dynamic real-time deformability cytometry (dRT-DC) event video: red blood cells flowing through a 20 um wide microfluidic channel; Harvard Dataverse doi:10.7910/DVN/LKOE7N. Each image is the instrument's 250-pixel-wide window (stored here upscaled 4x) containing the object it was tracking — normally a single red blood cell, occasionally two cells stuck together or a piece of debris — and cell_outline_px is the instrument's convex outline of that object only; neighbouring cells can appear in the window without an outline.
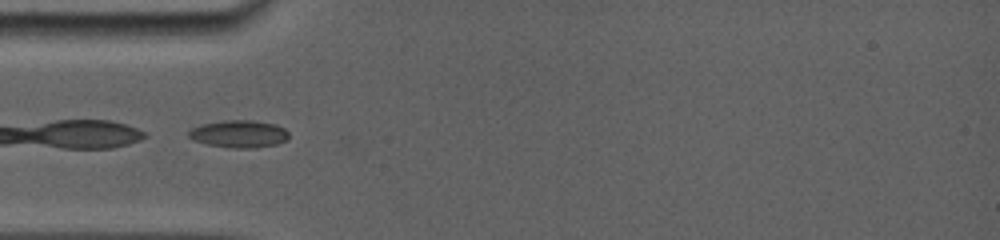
{"species": "common noctule bat (a hibernating species)", "species_latin": "Nyctalus noctula", "temperature_condition": "room temperature", "stored_images_in_passage": 25, "camera_frame_rate_fps": 5000, "um_per_image_px": 0.085, "animal": {"sex": "female", "body_mass_g": 19.0, "forearm_length_mm": 56.7}, "frame": {"image": 1, "passage_image": 1, "time_ms": 0.0, "image_size_px": [1000, 240], "cell_outline_px": [[288, 140], [276, 144], [252, 148], [232, 148], [208, 144], [192, 140], [188, 136], [188, 132], [192, 128], [200, 124], [224, 120], [252, 120], [276, 124], [284, 128], [288, 132]], "centroid_in_image_um": [20.31, 11.37], "position_along_channel_um": 64.7, "area_um2": 16.07}}
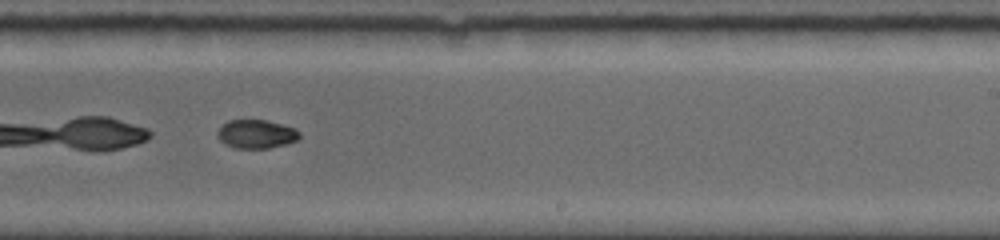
{"frame": {"image": 2, "passage_image": 15, "time_ms": 5.2, "image_size_px": [1000, 240], "cell_outline_px": [[300, 136], [296, 140], [284, 144], [268, 148], [232, 148], [224, 144], [216, 136], [216, 132], [228, 120], [268, 120], [296, 128], [300, 132]], "centroid_in_image_um": [21.76, 11.39], "position_along_channel_um": 267.2, "area_um2": 13.76}}
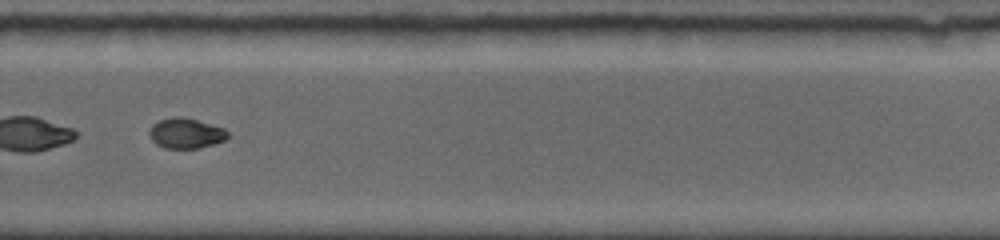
{"frame": {"image": 3, "passage_image": 18, "time_ms": 6.4, "image_size_px": [1000, 240], "cell_outline_px": [[228, 136], [224, 140], [212, 144], [196, 148], [164, 148], [156, 144], [148, 136], [148, 132], [152, 124], [160, 120], [172, 116], [184, 116], [224, 128], [228, 132]], "centroid_in_image_um": [15.75, 11.31], "position_along_channel_um": 314.0, "area_um2": 13.87}, "authors_computed_cell_mechanics": {"area_um2": 14.6812, "velocity_mm_per_s": 3.8956, "shape_relaxation_time_tau1_ms": null, "shape_relaxation_time_tau2_ms": 4.0932, "deformation_change_tau1": null, "deformation_change_tau2": 0.0497}}